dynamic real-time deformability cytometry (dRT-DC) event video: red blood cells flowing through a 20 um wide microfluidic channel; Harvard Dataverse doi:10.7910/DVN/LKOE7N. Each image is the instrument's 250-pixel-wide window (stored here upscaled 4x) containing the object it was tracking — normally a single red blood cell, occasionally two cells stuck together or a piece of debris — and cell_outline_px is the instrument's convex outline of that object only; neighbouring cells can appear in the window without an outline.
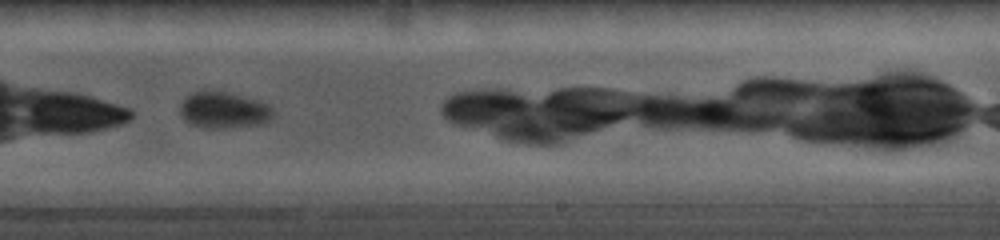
{"species": "common noctule bat (a hibernating species)", "species_latin": "Nyctalus noctula", "temperature_condition": "cold", "stored_images_in_passage": 54, "camera_frame_rate_fps": 5000, "um_per_image_px": 0.085, "animal": {"sex": "female", "body_mass_g": 19.0, "forearm_length_mm": 56.7}, "frame": {"image": 1, "passage_image": 32, "time_ms": 5.6, "image_size_px": [1000, 240], "cell_outline_px": [[264, 116], [252, 120], [220, 124], [208, 124], [192, 120], [184, 112], [184, 100], [192, 92], [200, 88], [212, 88], [228, 92], [248, 100], [264, 108]], "centroid_in_image_um": [18.7, 9.12], "position_along_channel_um": 270.3, "area_um2": 15.32}}